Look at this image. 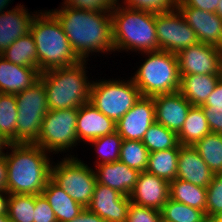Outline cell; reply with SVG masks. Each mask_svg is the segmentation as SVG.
<instances>
[{
	"instance_id": "obj_1",
	"label": "cell",
	"mask_w": 222,
	"mask_h": 222,
	"mask_svg": "<svg viewBox=\"0 0 222 222\" xmlns=\"http://www.w3.org/2000/svg\"><path fill=\"white\" fill-rule=\"evenodd\" d=\"M50 12L58 19L80 60H86L90 52L114 51L111 10L92 11L64 6Z\"/></svg>"
},
{
	"instance_id": "obj_2",
	"label": "cell",
	"mask_w": 222,
	"mask_h": 222,
	"mask_svg": "<svg viewBox=\"0 0 222 222\" xmlns=\"http://www.w3.org/2000/svg\"><path fill=\"white\" fill-rule=\"evenodd\" d=\"M11 154L5 153L7 162V192L9 194L39 195L51 179L47 153L36 144L7 143Z\"/></svg>"
},
{
	"instance_id": "obj_3",
	"label": "cell",
	"mask_w": 222,
	"mask_h": 222,
	"mask_svg": "<svg viewBox=\"0 0 222 222\" xmlns=\"http://www.w3.org/2000/svg\"><path fill=\"white\" fill-rule=\"evenodd\" d=\"M85 63L86 60H81L71 66L40 73L49 110L79 108L90 101L92 83L86 78Z\"/></svg>"
},
{
	"instance_id": "obj_4",
	"label": "cell",
	"mask_w": 222,
	"mask_h": 222,
	"mask_svg": "<svg viewBox=\"0 0 222 222\" xmlns=\"http://www.w3.org/2000/svg\"><path fill=\"white\" fill-rule=\"evenodd\" d=\"M40 14L34 15L30 25L40 72L71 66L81 61L72 50L58 19L50 11Z\"/></svg>"
},
{
	"instance_id": "obj_5",
	"label": "cell",
	"mask_w": 222,
	"mask_h": 222,
	"mask_svg": "<svg viewBox=\"0 0 222 222\" xmlns=\"http://www.w3.org/2000/svg\"><path fill=\"white\" fill-rule=\"evenodd\" d=\"M120 6L111 10L114 51H158L156 13Z\"/></svg>"
},
{
	"instance_id": "obj_6",
	"label": "cell",
	"mask_w": 222,
	"mask_h": 222,
	"mask_svg": "<svg viewBox=\"0 0 222 222\" xmlns=\"http://www.w3.org/2000/svg\"><path fill=\"white\" fill-rule=\"evenodd\" d=\"M145 53L149 58L132 78L141 95L154 97L179 91L181 76L176 54L163 50Z\"/></svg>"
},
{
	"instance_id": "obj_7",
	"label": "cell",
	"mask_w": 222,
	"mask_h": 222,
	"mask_svg": "<svg viewBox=\"0 0 222 222\" xmlns=\"http://www.w3.org/2000/svg\"><path fill=\"white\" fill-rule=\"evenodd\" d=\"M15 97L18 110L16 143L34 144L38 140L43 118L49 111L43 82L39 79Z\"/></svg>"
},
{
	"instance_id": "obj_8",
	"label": "cell",
	"mask_w": 222,
	"mask_h": 222,
	"mask_svg": "<svg viewBox=\"0 0 222 222\" xmlns=\"http://www.w3.org/2000/svg\"><path fill=\"white\" fill-rule=\"evenodd\" d=\"M140 90L133 80L92 82L90 103L117 123L139 100Z\"/></svg>"
},
{
	"instance_id": "obj_9",
	"label": "cell",
	"mask_w": 222,
	"mask_h": 222,
	"mask_svg": "<svg viewBox=\"0 0 222 222\" xmlns=\"http://www.w3.org/2000/svg\"><path fill=\"white\" fill-rule=\"evenodd\" d=\"M51 179L77 203L87 208L97 184L95 171L78 158H64L51 167Z\"/></svg>"
},
{
	"instance_id": "obj_10",
	"label": "cell",
	"mask_w": 222,
	"mask_h": 222,
	"mask_svg": "<svg viewBox=\"0 0 222 222\" xmlns=\"http://www.w3.org/2000/svg\"><path fill=\"white\" fill-rule=\"evenodd\" d=\"M77 115L78 108L49 110L43 118L38 140L34 144L47 152L57 153L76 146Z\"/></svg>"
},
{
	"instance_id": "obj_11",
	"label": "cell",
	"mask_w": 222,
	"mask_h": 222,
	"mask_svg": "<svg viewBox=\"0 0 222 222\" xmlns=\"http://www.w3.org/2000/svg\"><path fill=\"white\" fill-rule=\"evenodd\" d=\"M155 26L159 50L177 54L198 43L195 32L177 8L156 13Z\"/></svg>"
},
{
	"instance_id": "obj_12",
	"label": "cell",
	"mask_w": 222,
	"mask_h": 222,
	"mask_svg": "<svg viewBox=\"0 0 222 222\" xmlns=\"http://www.w3.org/2000/svg\"><path fill=\"white\" fill-rule=\"evenodd\" d=\"M180 75H222V48L198 42L176 54Z\"/></svg>"
},
{
	"instance_id": "obj_13",
	"label": "cell",
	"mask_w": 222,
	"mask_h": 222,
	"mask_svg": "<svg viewBox=\"0 0 222 222\" xmlns=\"http://www.w3.org/2000/svg\"><path fill=\"white\" fill-rule=\"evenodd\" d=\"M155 122L153 97L141 96L135 105L116 123V131L123 140L142 141Z\"/></svg>"
},
{
	"instance_id": "obj_14",
	"label": "cell",
	"mask_w": 222,
	"mask_h": 222,
	"mask_svg": "<svg viewBox=\"0 0 222 222\" xmlns=\"http://www.w3.org/2000/svg\"><path fill=\"white\" fill-rule=\"evenodd\" d=\"M130 198L108 186L97 183L87 207L106 222H126Z\"/></svg>"
},
{
	"instance_id": "obj_15",
	"label": "cell",
	"mask_w": 222,
	"mask_h": 222,
	"mask_svg": "<svg viewBox=\"0 0 222 222\" xmlns=\"http://www.w3.org/2000/svg\"><path fill=\"white\" fill-rule=\"evenodd\" d=\"M200 43L222 48V19L216 14L199 8L176 6Z\"/></svg>"
},
{
	"instance_id": "obj_16",
	"label": "cell",
	"mask_w": 222,
	"mask_h": 222,
	"mask_svg": "<svg viewBox=\"0 0 222 222\" xmlns=\"http://www.w3.org/2000/svg\"><path fill=\"white\" fill-rule=\"evenodd\" d=\"M129 198L133 204L161 211L170 198L169 182L146 171L140 172Z\"/></svg>"
},
{
	"instance_id": "obj_17",
	"label": "cell",
	"mask_w": 222,
	"mask_h": 222,
	"mask_svg": "<svg viewBox=\"0 0 222 222\" xmlns=\"http://www.w3.org/2000/svg\"><path fill=\"white\" fill-rule=\"evenodd\" d=\"M153 100L155 122L178 134L192 105L179 91L154 96Z\"/></svg>"
},
{
	"instance_id": "obj_18",
	"label": "cell",
	"mask_w": 222,
	"mask_h": 222,
	"mask_svg": "<svg viewBox=\"0 0 222 222\" xmlns=\"http://www.w3.org/2000/svg\"><path fill=\"white\" fill-rule=\"evenodd\" d=\"M116 131V123L100 112L90 102L78 108L76 133L78 142H90L101 136L112 134Z\"/></svg>"
},
{
	"instance_id": "obj_19",
	"label": "cell",
	"mask_w": 222,
	"mask_h": 222,
	"mask_svg": "<svg viewBox=\"0 0 222 222\" xmlns=\"http://www.w3.org/2000/svg\"><path fill=\"white\" fill-rule=\"evenodd\" d=\"M213 176L214 173L193 146L180 144L177 179L207 188Z\"/></svg>"
},
{
	"instance_id": "obj_20",
	"label": "cell",
	"mask_w": 222,
	"mask_h": 222,
	"mask_svg": "<svg viewBox=\"0 0 222 222\" xmlns=\"http://www.w3.org/2000/svg\"><path fill=\"white\" fill-rule=\"evenodd\" d=\"M96 181L119 191L125 196H130L140 174L136 169L128 167L125 163L115 161L96 166Z\"/></svg>"
},
{
	"instance_id": "obj_21",
	"label": "cell",
	"mask_w": 222,
	"mask_h": 222,
	"mask_svg": "<svg viewBox=\"0 0 222 222\" xmlns=\"http://www.w3.org/2000/svg\"><path fill=\"white\" fill-rule=\"evenodd\" d=\"M38 68L20 66L0 55V93L18 94L40 78Z\"/></svg>"
},
{
	"instance_id": "obj_22",
	"label": "cell",
	"mask_w": 222,
	"mask_h": 222,
	"mask_svg": "<svg viewBox=\"0 0 222 222\" xmlns=\"http://www.w3.org/2000/svg\"><path fill=\"white\" fill-rule=\"evenodd\" d=\"M15 9L0 13V55L15 40L30 32V25L34 14H29L23 5Z\"/></svg>"
},
{
	"instance_id": "obj_23",
	"label": "cell",
	"mask_w": 222,
	"mask_h": 222,
	"mask_svg": "<svg viewBox=\"0 0 222 222\" xmlns=\"http://www.w3.org/2000/svg\"><path fill=\"white\" fill-rule=\"evenodd\" d=\"M179 92L192 106H202L214 90L222 75H180Z\"/></svg>"
},
{
	"instance_id": "obj_24",
	"label": "cell",
	"mask_w": 222,
	"mask_h": 222,
	"mask_svg": "<svg viewBox=\"0 0 222 222\" xmlns=\"http://www.w3.org/2000/svg\"><path fill=\"white\" fill-rule=\"evenodd\" d=\"M42 194L53 209L58 222H69L84 210L81 204L74 201L52 179L48 181Z\"/></svg>"
},
{
	"instance_id": "obj_25",
	"label": "cell",
	"mask_w": 222,
	"mask_h": 222,
	"mask_svg": "<svg viewBox=\"0 0 222 222\" xmlns=\"http://www.w3.org/2000/svg\"><path fill=\"white\" fill-rule=\"evenodd\" d=\"M211 133L208 121L201 106H191L180 132L178 141L181 145L193 146L207 134Z\"/></svg>"
},
{
	"instance_id": "obj_26",
	"label": "cell",
	"mask_w": 222,
	"mask_h": 222,
	"mask_svg": "<svg viewBox=\"0 0 222 222\" xmlns=\"http://www.w3.org/2000/svg\"><path fill=\"white\" fill-rule=\"evenodd\" d=\"M170 198L206 213L207 188L175 178L169 182Z\"/></svg>"
},
{
	"instance_id": "obj_27",
	"label": "cell",
	"mask_w": 222,
	"mask_h": 222,
	"mask_svg": "<svg viewBox=\"0 0 222 222\" xmlns=\"http://www.w3.org/2000/svg\"><path fill=\"white\" fill-rule=\"evenodd\" d=\"M179 150L180 144L175 148L149 153L146 172L168 182L174 180L177 174Z\"/></svg>"
},
{
	"instance_id": "obj_28",
	"label": "cell",
	"mask_w": 222,
	"mask_h": 222,
	"mask_svg": "<svg viewBox=\"0 0 222 222\" xmlns=\"http://www.w3.org/2000/svg\"><path fill=\"white\" fill-rule=\"evenodd\" d=\"M1 56L20 66L38 68L36 44L30 32L15 40Z\"/></svg>"
},
{
	"instance_id": "obj_29",
	"label": "cell",
	"mask_w": 222,
	"mask_h": 222,
	"mask_svg": "<svg viewBox=\"0 0 222 222\" xmlns=\"http://www.w3.org/2000/svg\"><path fill=\"white\" fill-rule=\"evenodd\" d=\"M17 104L13 94L0 93V141L16 143Z\"/></svg>"
},
{
	"instance_id": "obj_30",
	"label": "cell",
	"mask_w": 222,
	"mask_h": 222,
	"mask_svg": "<svg viewBox=\"0 0 222 222\" xmlns=\"http://www.w3.org/2000/svg\"><path fill=\"white\" fill-rule=\"evenodd\" d=\"M193 147L200 154L214 174H222V135L209 133L198 140Z\"/></svg>"
},
{
	"instance_id": "obj_31",
	"label": "cell",
	"mask_w": 222,
	"mask_h": 222,
	"mask_svg": "<svg viewBox=\"0 0 222 222\" xmlns=\"http://www.w3.org/2000/svg\"><path fill=\"white\" fill-rule=\"evenodd\" d=\"M163 222H209L204 211L169 198L161 209Z\"/></svg>"
},
{
	"instance_id": "obj_32",
	"label": "cell",
	"mask_w": 222,
	"mask_h": 222,
	"mask_svg": "<svg viewBox=\"0 0 222 222\" xmlns=\"http://www.w3.org/2000/svg\"><path fill=\"white\" fill-rule=\"evenodd\" d=\"M142 143L148 149L149 153L175 148L180 144L177 133L157 122H154L148 128L142 139Z\"/></svg>"
},
{
	"instance_id": "obj_33",
	"label": "cell",
	"mask_w": 222,
	"mask_h": 222,
	"mask_svg": "<svg viewBox=\"0 0 222 222\" xmlns=\"http://www.w3.org/2000/svg\"><path fill=\"white\" fill-rule=\"evenodd\" d=\"M35 195L9 194L7 214L11 222H34Z\"/></svg>"
},
{
	"instance_id": "obj_34",
	"label": "cell",
	"mask_w": 222,
	"mask_h": 222,
	"mask_svg": "<svg viewBox=\"0 0 222 222\" xmlns=\"http://www.w3.org/2000/svg\"><path fill=\"white\" fill-rule=\"evenodd\" d=\"M149 151L142 141L123 140L119 160L139 172L146 171Z\"/></svg>"
},
{
	"instance_id": "obj_35",
	"label": "cell",
	"mask_w": 222,
	"mask_h": 222,
	"mask_svg": "<svg viewBox=\"0 0 222 222\" xmlns=\"http://www.w3.org/2000/svg\"><path fill=\"white\" fill-rule=\"evenodd\" d=\"M122 141L123 138L117 131L90 141L89 143L95 145L97 151H99L97 153L99 154L100 161H97V165L119 161Z\"/></svg>"
},
{
	"instance_id": "obj_36",
	"label": "cell",
	"mask_w": 222,
	"mask_h": 222,
	"mask_svg": "<svg viewBox=\"0 0 222 222\" xmlns=\"http://www.w3.org/2000/svg\"><path fill=\"white\" fill-rule=\"evenodd\" d=\"M222 211V174H214L212 182L207 186L206 216L210 220Z\"/></svg>"
},
{
	"instance_id": "obj_37",
	"label": "cell",
	"mask_w": 222,
	"mask_h": 222,
	"mask_svg": "<svg viewBox=\"0 0 222 222\" xmlns=\"http://www.w3.org/2000/svg\"><path fill=\"white\" fill-rule=\"evenodd\" d=\"M124 4L128 8L159 13L175 9L177 0H125Z\"/></svg>"
},
{
	"instance_id": "obj_38",
	"label": "cell",
	"mask_w": 222,
	"mask_h": 222,
	"mask_svg": "<svg viewBox=\"0 0 222 222\" xmlns=\"http://www.w3.org/2000/svg\"><path fill=\"white\" fill-rule=\"evenodd\" d=\"M126 222H163L161 211L130 203Z\"/></svg>"
},
{
	"instance_id": "obj_39",
	"label": "cell",
	"mask_w": 222,
	"mask_h": 222,
	"mask_svg": "<svg viewBox=\"0 0 222 222\" xmlns=\"http://www.w3.org/2000/svg\"><path fill=\"white\" fill-rule=\"evenodd\" d=\"M118 0H65V6L92 11L112 10Z\"/></svg>"
},
{
	"instance_id": "obj_40",
	"label": "cell",
	"mask_w": 222,
	"mask_h": 222,
	"mask_svg": "<svg viewBox=\"0 0 222 222\" xmlns=\"http://www.w3.org/2000/svg\"><path fill=\"white\" fill-rule=\"evenodd\" d=\"M34 222H58L43 194L35 195Z\"/></svg>"
},
{
	"instance_id": "obj_41",
	"label": "cell",
	"mask_w": 222,
	"mask_h": 222,
	"mask_svg": "<svg viewBox=\"0 0 222 222\" xmlns=\"http://www.w3.org/2000/svg\"><path fill=\"white\" fill-rule=\"evenodd\" d=\"M211 132L222 135V107H202Z\"/></svg>"
},
{
	"instance_id": "obj_42",
	"label": "cell",
	"mask_w": 222,
	"mask_h": 222,
	"mask_svg": "<svg viewBox=\"0 0 222 222\" xmlns=\"http://www.w3.org/2000/svg\"><path fill=\"white\" fill-rule=\"evenodd\" d=\"M219 1L220 0H177L176 6H188L216 13Z\"/></svg>"
},
{
	"instance_id": "obj_43",
	"label": "cell",
	"mask_w": 222,
	"mask_h": 222,
	"mask_svg": "<svg viewBox=\"0 0 222 222\" xmlns=\"http://www.w3.org/2000/svg\"><path fill=\"white\" fill-rule=\"evenodd\" d=\"M201 107H222V78Z\"/></svg>"
},
{
	"instance_id": "obj_44",
	"label": "cell",
	"mask_w": 222,
	"mask_h": 222,
	"mask_svg": "<svg viewBox=\"0 0 222 222\" xmlns=\"http://www.w3.org/2000/svg\"><path fill=\"white\" fill-rule=\"evenodd\" d=\"M69 222H106L103 218H101L96 213L91 212L88 208H84V210L73 220Z\"/></svg>"
},
{
	"instance_id": "obj_45",
	"label": "cell",
	"mask_w": 222,
	"mask_h": 222,
	"mask_svg": "<svg viewBox=\"0 0 222 222\" xmlns=\"http://www.w3.org/2000/svg\"><path fill=\"white\" fill-rule=\"evenodd\" d=\"M7 162L4 152H0V192H7Z\"/></svg>"
},
{
	"instance_id": "obj_46",
	"label": "cell",
	"mask_w": 222,
	"mask_h": 222,
	"mask_svg": "<svg viewBox=\"0 0 222 222\" xmlns=\"http://www.w3.org/2000/svg\"><path fill=\"white\" fill-rule=\"evenodd\" d=\"M3 193H5L8 196L4 197L2 195ZM8 200H9V193L8 192H0V214L7 213Z\"/></svg>"
},
{
	"instance_id": "obj_47",
	"label": "cell",
	"mask_w": 222,
	"mask_h": 222,
	"mask_svg": "<svg viewBox=\"0 0 222 222\" xmlns=\"http://www.w3.org/2000/svg\"><path fill=\"white\" fill-rule=\"evenodd\" d=\"M209 222H222V211L218 212L217 214H215L210 220Z\"/></svg>"
},
{
	"instance_id": "obj_48",
	"label": "cell",
	"mask_w": 222,
	"mask_h": 222,
	"mask_svg": "<svg viewBox=\"0 0 222 222\" xmlns=\"http://www.w3.org/2000/svg\"><path fill=\"white\" fill-rule=\"evenodd\" d=\"M11 0H0V13L1 12H5L4 11V9L5 8H7V7H5V6H8L9 4V2H10Z\"/></svg>"
},
{
	"instance_id": "obj_49",
	"label": "cell",
	"mask_w": 222,
	"mask_h": 222,
	"mask_svg": "<svg viewBox=\"0 0 222 222\" xmlns=\"http://www.w3.org/2000/svg\"><path fill=\"white\" fill-rule=\"evenodd\" d=\"M216 14L222 19V0L218 3Z\"/></svg>"
},
{
	"instance_id": "obj_50",
	"label": "cell",
	"mask_w": 222,
	"mask_h": 222,
	"mask_svg": "<svg viewBox=\"0 0 222 222\" xmlns=\"http://www.w3.org/2000/svg\"><path fill=\"white\" fill-rule=\"evenodd\" d=\"M0 222H11L7 213L0 214Z\"/></svg>"
},
{
	"instance_id": "obj_51",
	"label": "cell",
	"mask_w": 222,
	"mask_h": 222,
	"mask_svg": "<svg viewBox=\"0 0 222 222\" xmlns=\"http://www.w3.org/2000/svg\"><path fill=\"white\" fill-rule=\"evenodd\" d=\"M5 148L4 144L0 141V152Z\"/></svg>"
}]
</instances>
